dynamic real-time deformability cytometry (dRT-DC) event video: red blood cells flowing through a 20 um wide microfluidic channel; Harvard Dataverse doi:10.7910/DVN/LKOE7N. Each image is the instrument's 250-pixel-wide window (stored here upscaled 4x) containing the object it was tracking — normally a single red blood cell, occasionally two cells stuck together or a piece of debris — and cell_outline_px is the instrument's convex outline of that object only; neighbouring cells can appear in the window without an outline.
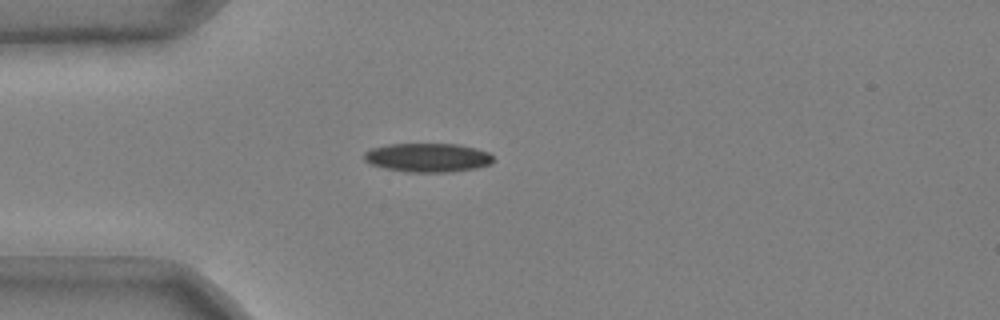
{"species": "common noctule bat (a hibernating species)", "species_latin": "Nyctalus noctula", "temperature_condition": "cold", "stored_images_in_passage": 37, "camera_frame_rate_fps": 3000, "um_per_image_px": 0.085, "animal": {"sex": "male", "body_mass_g": 20.4}, "frame": {"image": 1, "passage_image": 1, "time_ms": 0.0, "image_size_px": [1000, 320], "cell_outline_px": [[492, 164], [476, 168], [448, 172], [408, 172], [384, 168], [372, 164], [364, 160], [364, 152], [372, 148], [388, 144], [460, 144], [476, 148], [488, 152], [492, 156]], "centroid_in_image_um": [36.36, 13.39], "position_along_channel_um": 48.6, "area_um2": 21.73}}
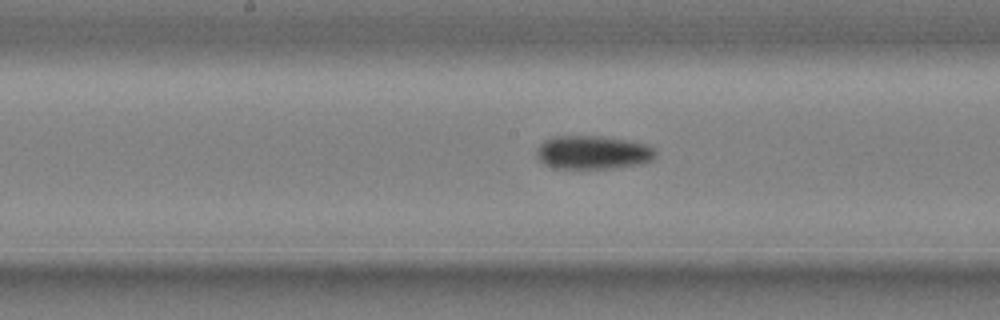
{"frame": {"image": 2, "passage_image": 14, "time_ms": 4.333, "image_size_px": [1000, 320], "cell_outline_px": [[656, 156], [652, 160], [640, 164], [616, 168], [552, 168], [544, 164], [536, 156], [536, 148], [544, 140], [552, 136], [600, 136], [648, 144], [656, 152]], "centroid_in_image_um": [50.37, 12.96], "position_along_channel_um": 197.8, "area_um2": 23.35}}
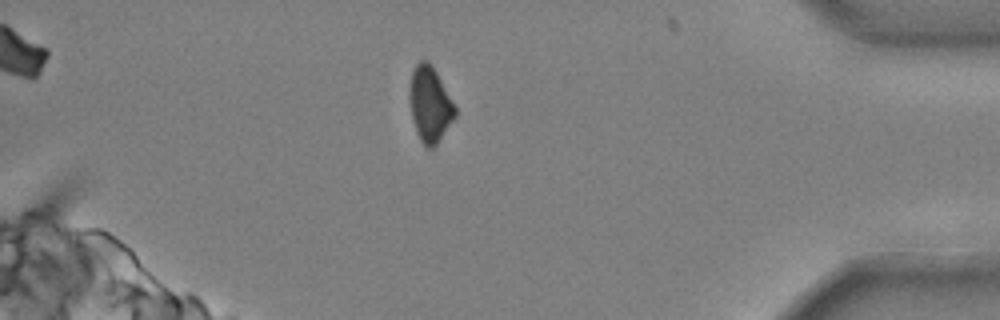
{"frame": {"image": 3, "passage_image": 33, "time_ms": 10.667, "image_size_px": [1000, 320], "cell_outline_px": [[456, 116], [436, 144], [432, 148], [424, 148], [416, 132], [412, 116], [408, 96], [412, 72], [416, 64], [420, 60], [428, 60], [432, 64], [456, 108]], "centroid_in_image_um": [36.52, 8.86], "position_along_channel_um": 398.7, "area_um2": 19.94}, "authors_computed_cell_mechanics": {"area_um2": 22.0218, "velocity_mm_per_s": 3.7163, "shape_relaxation_time_tau1_ms": 6.5246, "shape_relaxation_time_tau2_ms": null, "deformation_change_tau1": 0.1523, "deformation_change_tau2": null}}